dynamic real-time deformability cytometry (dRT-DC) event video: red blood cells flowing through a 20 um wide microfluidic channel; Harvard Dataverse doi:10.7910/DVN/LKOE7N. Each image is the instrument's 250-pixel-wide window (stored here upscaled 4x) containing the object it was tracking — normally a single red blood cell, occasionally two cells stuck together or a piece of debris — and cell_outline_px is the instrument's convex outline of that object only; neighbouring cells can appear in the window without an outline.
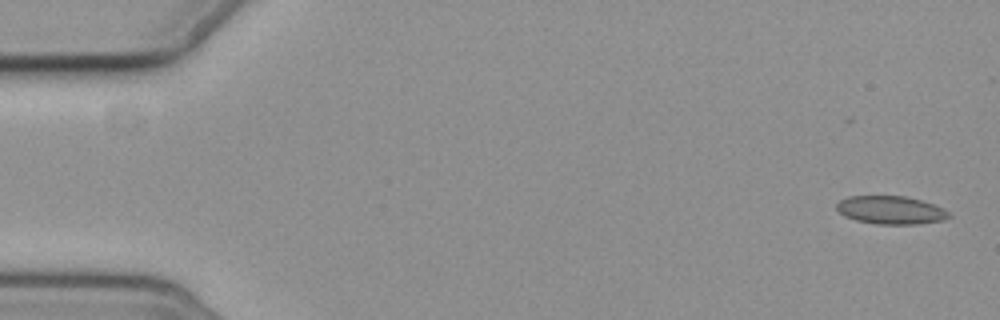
{"species": "common noctule bat (a hibernating species)", "species_latin": "Nyctalus noctula", "temperature_condition": "cold", "stored_images_in_passage": 4, "camera_frame_rate_fps": 3000, "um_per_image_px": 0.085, "animal": {"sex": "female", "body_mass_g": 19.3, "forearm_length_mm": 54.1}, "frame": {"image": 1, "passage_image": 1, "time_ms": 0.0, "image_size_px": [1000, 320], "cell_outline_px": [[952, 216], [940, 220], [916, 224], [876, 224], [856, 220], [844, 216], [836, 208], [836, 204], [840, 200], [848, 196], [904, 196], [920, 200], [944, 208]], "centroid_in_image_um": [75.69, 17.85], "position_along_channel_um": 9.3, "area_um2": 18.26}}